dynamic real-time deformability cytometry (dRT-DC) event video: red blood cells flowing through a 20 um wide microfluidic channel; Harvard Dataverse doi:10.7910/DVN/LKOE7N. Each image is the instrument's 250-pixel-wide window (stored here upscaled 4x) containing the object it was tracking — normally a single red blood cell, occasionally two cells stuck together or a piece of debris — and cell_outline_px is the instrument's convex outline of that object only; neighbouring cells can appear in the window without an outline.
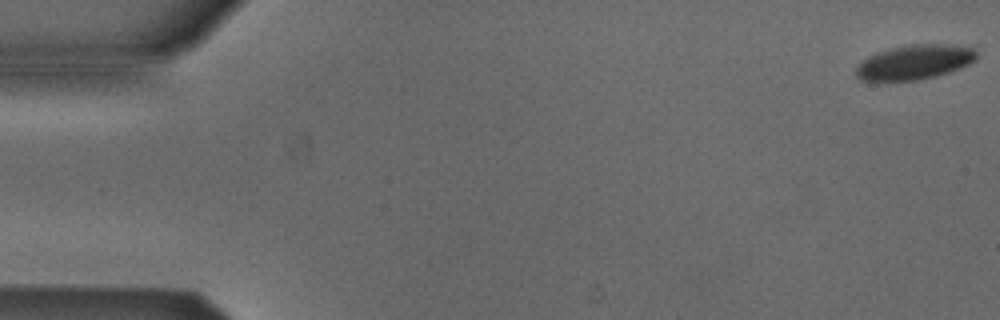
{"species": "Egyptian fruit bat (a non-hibernating species)", "species_latin": "Rousettus aegyptiacus", "temperature_condition": "cold", "stored_images_in_passage": 48, "camera_frame_rate_fps": 3000, "um_per_image_px": 0.085, "animal": {"sex": "male"}, "frame": {"image": 1, "passage_image": 1, "time_ms": 0.0, "image_size_px": [1000, 320], "cell_outline_px": [[976, 60], [968, 64], [948, 72], [936, 76], [916, 80], [864, 80], [856, 76], [856, 68], [868, 56], [876, 52], [892, 48], [912, 44], [952, 44], [976, 48]], "centroid_in_image_um": [77.78, 5.26], "position_along_channel_um": 7.2, "area_um2": 24.04}}
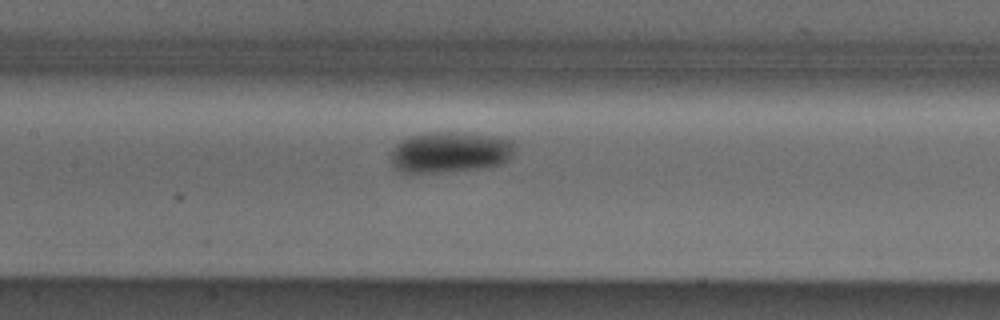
{"frame": {"image": 2, "passage_image": 25, "time_ms": 8.0, "image_size_px": [1000, 320], "cell_outline_px": [[512, 152], [508, 160], [500, 164], [484, 168], [448, 172], [400, 172], [388, 160], [392, 148], [396, 144], [408, 136], [424, 132], [468, 132], [492, 136], [512, 140]], "centroid_in_image_um": [38.18, 12.93], "position_along_channel_um": 169.2, "area_um2": 29.88}}
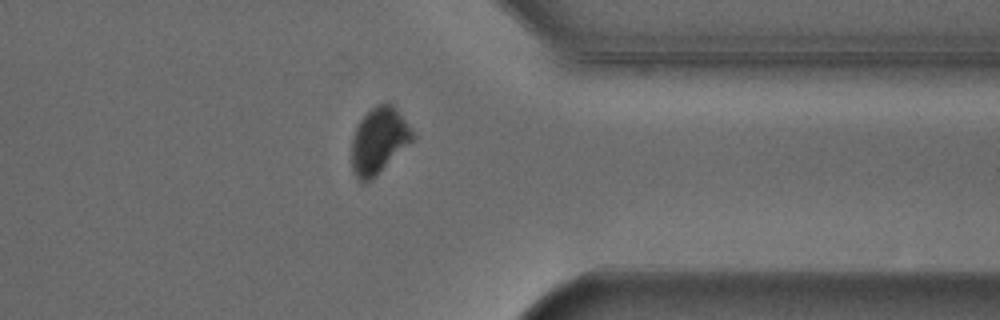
{"frame": {"image": 3, "passage_image": 42, "time_ms": 13.667, "image_size_px": [1000, 320], "cell_outline_px": [[416, 136], [372, 180], [364, 184], [352, 172], [352, 136], [360, 120], [376, 104], [392, 104], [396, 108]], "centroid_in_image_um": [32.18, 11.97], "position_along_channel_um": 379.2, "area_um2": 23.12}}